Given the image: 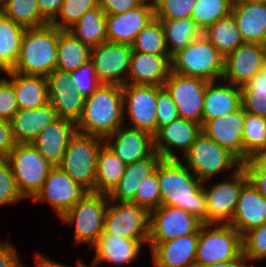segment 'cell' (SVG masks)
I'll return each mask as SVG.
<instances>
[{
  "label": "cell",
  "mask_w": 266,
  "mask_h": 267,
  "mask_svg": "<svg viewBox=\"0 0 266 267\" xmlns=\"http://www.w3.org/2000/svg\"><path fill=\"white\" fill-rule=\"evenodd\" d=\"M91 49L90 45L82 43L67 30L59 29L56 69L67 72L77 70L81 65L90 62Z\"/></svg>",
  "instance_id": "cell-34"
},
{
  "label": "cell",
  "mask_w": 266,
  "mask_h": 267,
  "mask_svg": "<svg viewBox=\"0 0 266 267\" xmlns=\"http://www.w3.org/2000/svg\"><path fill=\"white\" fill-rule=\"evenodd\" d=\"M160 205L182 208L207 223L204 183L180 159H162L158 164Z\"/></svg>",
  "instance_id": "cell-1"
},
{
  "label": "cell",
  "mask_w": 266,
  "mask_h": 267,
  "mask_svg": "<svg viewBox=\"0 0 266 267\" xmlns=\"http://www.w3.org/2000/svg\"><path fill=\"white\" fill-rule=\"evenodd\" d=\"M107 194L87 192L60 218L75 223V244L88 243L90 248L104 231L105 215L109 205Z\"/></svg>",
  "instance_id": "cell-7"
},
{
  "label": "cell",
  "mask_w": 266,
  "mask_h": 267,
  "mask_svg": "<svg viewBox=\"0 0 266 267\" xmlns=\"http://www.w3.org/2000/svg\"><path fill=\"white\" fill-rule=\"evenodd\" d=\"M105 140L79 132L70 139L59 167L87 192H95L97 156Z\"/></svg>",
  "instance_id": "cell-6"
},
{
  "label": "cell",
  "mask_w": 266,
  "mask_h": 267,
  "mask_svg": "<svg viewBox=\"0 0 266 267\" xmlns=\"http://www.w3.org/2000/svg\"><path fill=\"white\" fill-rule=\"evenodd\" d=\"M49 103L58 117L77 123L85 104V97L72 86L71 72L55 69L47 77Z\"/></svg>",
  "instance_id": "cell-18"
},
{
  "label": "cell",
  "mask_w": 266,
  "mask_h": 267,
  "mask_svg": "<svg viewBox=\"0 0 266 267\" xmlns=\"http://www.w3.org/2000/svg\"><path fill=\"white\" fill-rule=\"evenodd\" d=\"M144 243L146 244L148 241L130 240L103 232L91 247V250H95V259L91 266H97L103 261L116 266L130 264L138 258Z\"/></svg>",
  "instance_id": "cell-28"
},
{
  "label": "cell",
  "mask_w": 266,
  "mask_h": 267,
  "mask_svg": "<svg viewBox=\"0 0 266 267\" xmlns=\"http://www.w3.org/2000/svg\"><path fill=\"white\" fill-rule=\"evenodd\" d=\"M157 131L173 122L179 116L178 109L172 100L170 93L164 86H157Z\"/></svg>",
  "instance_id": "cell-50"
},
{
  "label": "cell",
  "mask_w": 266,
  "mask_h": 267,
  "mask_svg": "<svg viewBox=\"0 0 266 267\" xmlns=\"http://www.w3.org/2000/svg\"><path fill=\"white\" fill-rule=\"evenodd\" d=\"M145 0H98V6L106 15L120 14L141 5Z\"/></svg>",
  "instance_id": "cell-52"
},
{
  "label": "cell",
  "mask_w": 266,
  "mask_h": 267,
  "mask_svg": "<svg viewBox=\"0 0 266 267\" xmlns=\"http://www.w3.org/2000/svg\"><path fill=\"white\" fill-rule=\"evenodd\" d=\"M149 223L150 212L146 208L134 202L114 203L109 200L103 232L125 239L148 241Z\"/></svg>",
  "instance_id": "cell-10"
},
{
  "label": "cell",
  "mask_w": 266,
  "mask_h": 267,
  "mask_svg": "<svg viewBox=\"0 0 266 267\" xmlns=\"http://www.w3.org/2000/svg\"><path fill=\"white\" fill-rule=\"evenodd\" d=\"M6 159L24 198L35 196L54 167L31 143H17Z\"/></svg>",
  "instance_id": "cell-8"
},
{
  "label": "cell",
  "mask_w": 266,
  "mask_h": 267,
  "mask_svg": "<svg viewBox=\"0 0 266 267\" xmlns=\"http://www.w3.org/2000/svg\"><path fill=\"white\" fill-rule=\"evenodd\" d=\"M131 54V46L126 44L105 41L93 46L90 61L98 81L108 85L127 84Z\"/></svg>",
  "instance_id": "cell-13"
},
{
  "label": "cell",
  "mask_w": 266,
  "mask_h": 267,
  "mask_svg": "<svg viewBox=\"0 0 266 267\" xmlns=\"http://www.w3.org/2000/svg\"><path fill=\"white\" fill-rule=\"evenodd\" d=\"M67 31L91 47L100 45L107 41L106 14L98 6L85 12Z\"/></svg>",
  "instance_id": "cell-37"
},
{
  "label": "cell",
  "mask_w": 266,
  "mask_h": 267,
  "mask_svg": "<svg viewBox=\"0 0 266 267\" xmlns=\"http://www.w3.org/2000/svg\"><path fill=\"white\" fill-rule=\"evenodd\" d=\"M77 264H78L77 267H89L84 262H81V260H79Z\"/></svg>",
  "instance_id": "cell-60"
},
{
  "label": "cell",
  "mask_w": 266,
  "mask_h": 267,
  "mask_svg": "<svg viewBox=\"0 0 266 267\" xmlns=\"http://www.w3.org/2000/svg\"><path fill=\"white\" fill-rule=\"evenodd\" d=\"M262 71H263V72H266V62H265V64H264V66L262 67Z\"/></svg>",
  "instance_id": "cell-62"
},
{
  "label": "cell",
  "mask_w": 266,
  "mask_h": 267,
  "mask_svg": "<svg viewBox=\"0 0 266 267\" xmlns=\"http://www.w3.org/2000/svg\"><path fill=\"white\" fill-rule=\"evenodd\" d=\"M233 169L230 181L217 182L207 188L204 186L207 223L228 224L235 213L241 188L248 181V176L243 167Z\"/></svg>",
  "instance_id": "cell-12"
},
{
  "label": "cell",
  "mask_w": 266,
  "mask_h": 267,
  "mask_svg": "<svg viewBox=\"0 0 266 267\" xmlns=\"http://www.w3.org/2000/svg\"><path fill=\"white\" fill-rule=\"evenodd\" d=\"M124 111L131 120V128L157 133V85L124 84Z\"/></svg>",
  "instance_id": "cell-15"
},
{
  "label": "cell",
  "mask_w": 266,
  "mask_h": 267,
  "mask_svg": "<svg viewBox=\"0 0 266 267\" xmlns=\"http://www.w3.org/2000/svg\"><path fill=\"white\" fill-rule=\"evenodd\" d=\"M203 224L182 208L160 205L150 211L148 242H166L177 237L199 234Z\"/></svg>",
  "instance_id": "cell-11"
},
{
  "label": "cell",
  "mask_w": 266,
  "mask_h": 267,
  "mask_svg": "<svg viewBox=\"0 0 266 267\" xmlns=\"http://www.w3.org/2000/svg\"><path fill=\"white\" fill-rule=\"evenodd\" d=\"M76 132L75 122L59 117L43 129L31 144L52 166H59Z\"/></svg>",
  "instance_id": "cell-23"
},
{
  "label": "cell",
  "mask_w": 266,
  "mask_h": 267,
  "mask_svg": "<svg viewBox=\"0 0 266 267\" xmlns=\"http://www.w3.org/2000/svg\"><path fill=\"white\" fill-rule=\"evenodd\" d=\"M16 144L10 121L0 119V159H6Z\"/></svg>",
  "instance_id": "cell-53"
},
{
  "label": "cell",
  "mask_w": 266,
  "mask_h": 267,
  "mask_svg": "<svg viewBox=\"0 0 266 267\" xmlns=\"http://www.w3.org/2000/svg\"><path fill=\"white\" fill-rule=\"evenodd\" d=\"M246 111L241 107L235 112L206 121L202 132L227 149L242 164L244 163V147L242 132L245 124Z\"/></svg>",
  "instance_id": "cell-19"
},
{
  "label": "cell",
  "mask_w": 266,
  "mask_h": 267,
  "mask_svg": "<svg viewBox=\"0 0 266 267\" xmlns=\"http://www.w3.org/2000/svg\"><path fill=\"white\" fill-rule=\"evenodd\" d=\"M154 17V4L141 5L120 14L106 15L107 41L130 45Z\"/></svg>",
  "instance_id": "cell-20"
},
{
  "label": "cell",
  "mask_w": 266,
  "mask_h": 267,
  "mask_svg": "<svg viewBox=\"0 0 266 267\" xmlns=\"http://www.w3.org/2000/svg\"><path fill=\"white\" fill-rule=\"evenodd\" d=\"M202 132V125L178 117L168 125L161 127L154 135V148L162 159H179L174 148L186 153Z\"/></svg>",
  "instance_id": "cell-22"
},
{
  "label": "cell",
  "mask_w": 266,
  "mask_h": 267,
  "mask_svg": "<svg viewBox=\"0 0 266 267\" xmlns=\"http://www.w3.org/2000/svg\"><path fill=\"white\" fill-rule=\"evenodd\" d=\"M206 83L201 78L170 72L163 86L170 93L178 109L179 116L202 125V108Z\"/></svg>",
  "instance_id": "cell-14"
},
{
  "label": "cell",
  "mask_w": 266,
  "mask_h": 267,
  "mask_svg": "<svg viewBox=\"0 0 266 267\" xmlns=\"http://www.w3.org/2000/svg\"><path fill=\"white\" fill-rule=\"evenodd\" d=\"M35 259H36L35 263L37 267H67L54 260L47 259L46 257L41 256V254H38V253L35 255Z\"/></svg>",
  "instance_id": "cell-58"
},
{
  "label": "cell",
  "mask_w": 266,
  "mask_h": 267,
  "mask_svg": "<svg viewBox=\"0 0 266 267\" xmlns=\"http://www.w3.org/2000/svg\"><path fill=\"white\" fill-rule=\"evenodd\" d=\"M58 118L57 111L49 102L35 109H19L10 120L16 143H31L43 129Z\"/></svg>",
  "instance_id": "cell-30"
},
{
  "label": "cell",
  "mask_w": 266,
  "mask_h": 267,
  "mask_svg": "<svg viewBox=\"0 0 266 267\" xmlns=\"http://www.w3.org/2000/svg\"><path fill=\"white\" fill-rule=\"evenodd\" d=\"M160 21L164 29L166 47L171 56L202 35L201 29L191 17Z\"/></svg>",
  "instance_id": "cell-38"
},
{
  "label": "cell",
  "mask_w": 266,
  "mask_h": 267,
  "mask_svg": "<svg viewBox=\"0 0 266 267\" xmlns=\"http://www.w3.org/2000/svg\"><path fill=\"white\" fill-rule=\"evenodd\" d=\"M0 12L25 28L48 24L41 16L36 0H2Z\"/></svg>",
  "instance_id": "cell-39"
},
{
  "label": "cell",
  "mask_w": 266,
  "mask_h": 267,
  "mask_svg": "<svg viewBox=\"0 0 266 267\" xmlns=\"http://www.w3.org/2000/svg\"><path fill=\"white\" fill-rule=\"evenodd\" d=\"M97 7L98 0H64L58 15L51 24L60 30H68L85 12Z\"/></svg>",
  "instance_id": "cell-44"
},
{
  "label": "cell",
  "mask_w": 266,
  "mask_h": 267,
  "mask_svg": "<svg viewBox=\"0 0 266 267\" xmlns=\"http://www.w3.org/2000/svg\"><path fill=\"white\" fill-rule=\"evenodd\" d=\"M197 0H156L154 17L158 20H174L188 18Z\"/></svg>",
  "instance_id": "cell-46"
},
{
  "label": "cell",
  "mask_w": 266,
  "mask_h": 267,
  "mask_svg": "<svg viewBox=\"0 0 266 267\" xmlns=\"http://www.w3.org/2000/svg\"><path fill=\"white\" fill-rule=\"evenodd\" d=\"M245 1H252V2H258V3H266V0H245Z\"/></svg>",
  "instance_id": "cell-61"
},
{
  "label": "cell",
  "mask_w": 266,
  "mask_h": 267,
  "mask_svg": "<svg viewBox=\"0 0 266 267\" xmlns=\"http://www.w3.org/2000/svg\"><path fill=\"white\" fill-rule=\"evenodd\" d=\"M171 57L132 51L127 83L163 86L171 72Z\"/></svg>",
  "instance_id": "cell-27"
},
{
  "label": "cell",
  "mask_w": 266,
  "mask_h": 267,
  "mask_svg": "<svg viewBox=\"0 0 266 267\" xmlns=\"http://www.w3.org/2000/svg\"><path fill=\"white\" fill-rule=\"evenodd\" d=\"M244 162L255 152L266 148V118L246 112L242 132Z\"/></svg>",
  "instance_id": "cell-42"
},
{
  "label": "cell",
  "mask_w": 266,
  "mask_h": 267,
  "mask_svg": "<svg viewBox=\"0 0 266 267\" xmlns=\"http://www.w3.org/2000/svg\"><path fill=\"white\" fill-rule=\"evenodd\" d=\"M231 13L244 43L266 46V3L233 0Z\"/></svg>",
  "instance_id": "cell-26"
},
{
  "label": "cell",
  "mask_w": 266,
  "mask_h": 267,
  "mask_svg": "<svg viewBox=\"0 0 266 267\" xmlns=\"http://www.w3.org/2000/svg\"><path fill=\"white\" fill-rule=\"evenodd\" d=\"M71 82L75 90L85 98L89 97L101 85L91 61L71 72Z\"/></svg>",
  "instance_id": "cell-49"
},
{
  "label": "cell",
  "mask_w": 266,
  "mask_h": 267,
  "mask_svg": "<svg viewBox=\"0 0 266 267\" xmlns=\"http://www.w3.org/2000/svg\"><path fill=\"white\" fill-rule=\"evenodd\" d=\"M131 202L146 208L149 212L160 206L158 166L152 174L142 179Z\"/></svg>",
  "instance_id": "cell-45"
},
{
  "label": "cell",
  "mask_w": 266,
  "mask_h": 267,
  "mask_svg": "<svg viewBox=\"0 0 266 267\" xmlns=\"http://www.w3.org/2000/svg\"><path fill=\"white\" fill-rule=\"evenodd\" d=\"M240 89L242 108L247 113L266 118V72L259 71Z\"/></svg>",
  "instance_id": "cell-41"
},
{
  "label": "cell",
  "mask_w": 266,
  "mask_h": 267,
  "mask_svg": "<svg viewBox=\"0 0 266 267\" xmlns=\"http://www.w3.org/2000/svg\"><path fill=\"white\" fill-rule=\"evenodd\" d=\"M86 193L87 191L73 181L59 166H55L50 170L44 184L32 200L48 202L61 217Z\"/></svg>",
  "instance_id": "cell-16"
},
{
  "label": "cell",
  "mask_w": 266,
  "mask_h": 267,
  "mask_svg": "<svg viewBox=\"0 0 266 267\" xmlns=\"http://www.w3.org/2000/svg\"><path fill=\"white\" fill-rule=\"evenodd\" d=\"M24 199L19 192L11 166L7 159H0V206Z\"/></svg>",
  "instance_id": "cell-48"
},
{
  "label": "cell",
  "mask_w": 266,
  "mask_h": 267,
  "mask_svg": "<svg viewBox=\"0 0 266 267\" xmlns=\"http://www.w3.org/2000/svg\"><path fill=\"white\" fill-rule=\"evenodd\" d=\"M4 243H5V242H3V241L1 242V241H0V246H2Z\"/></svg>",
  "instance_id": "cell-63"
},
{
  "label": "cell",
  "mask_w": 266,
  "mask_h": 267,
  "mask_svg": "<svg viewBox=\"0 0 266 267\" xmlns=\"http://www.w3.org/2000/svg\"><path fill=\"white\" fill-rule=\"evenodd\" d=\"M248 265L249 264H247L246 260H235V261L214 263L201 267H250Z\"/></svg>",
  "instance_id": "cell-59"
},
{
  "label": "cell",
  "mask_w": 266,
  "mask_h": 267,
  "mask_svg": "<svg viewBox=\"0 0 266 267\" xmlns=\"http://www.w3.org/2000/svg\"><path fill=\"white\" fill-rule=\"evenodd\" d=\"M18 255L13 245L9 241H5L0 246V267H24Z\"/></svg>",
  "instance_id": "cell-55"
},
{
  "label": "cell",
  "mask_w": 266,
  "mask_h": 267,
  "mask_svg": "<svg viewBox=\"0 0 266 267\" xmlns=\"http://www.w3.org/2000/svg\"><path fill=\"white\" fill-rule=\"evenodd\" d=\"M202 35L225 57L239 45L244 44L241 33L230 13L208 26Z\"/></svg>",
  "instance_id": "cell-36"
},
{
  "label": "cell",
  "mask_w": 266,
  "mask_h": 267,
  "mask_svg": "<svg viewBox=\"0 0 266 267\" xmlns=\"http://www.w3.org/2000/svg\"><path fill=\"white\" fill-rule=\"evenodd\" d=\"M182 157L187 161L186 167L202 182H206L220 171L242 167V163L233 154L203 132Z\"/></svg>",
  "instance_id": "cell-9"
},
{
  "label": "cell",
  "mask_w": 266,
  "mask_h": 267,
  "mask_svg": "<svg viewBox=\"0 0 266 267\" xmlns=\"http://www.w3.org/2000/svg\"><path fill=\"white\" fill-rule=\"evenodd\" d=\"M233 0H197L191 18L203 32L217 20L228 16Z\"/></svg>",
  "instance_id": "cell-43"
},
{
  "label": "cell",
  "mask_w": 266,
  "mask_h": 267,
  "mask_svg": "<svg viewBox=\"0 0 266 267\" xmlns=\"http://www.w3.org/2000/svg\"><path fill=\"white\" fill-rule=\"evenodd\" d=\"M266 62V46L244 43L225 56L223 81L242 87L262 70Z\"/></svg>",
  "instance_id": "cell-17"
},
{
  "label": "cell",
  "mask_w": 266,
  "mask_h": 267,
  "mask_svg": "<svg viewBox=\"0 0 266 267\" xmlns=\"http://www.w3.org/2000/svg\"><path fill=\"white\" fill-rule=\"evenodd\" d=\"M224 61L225 57L201 35L172 55L171 72L206 82L222 80Z\"/></svg>",
  "instance_id": "cell-4"
},
{
  "label": "cell",
  "mask_w": 266,
  "mask_h": 267,
  "mask_svg": "<svg viewBox=\"0 0 266 267\" xmlns=\"http://www.w3.org/2000/svg\"><path fill=\"white\" fill-rule=\"evenodd\" d=\"M131 48L135 52L171 56L166 47L162 22L156 18H153L135 37Z\"/></svg>",
  "instance_id": "cell-40"
},
{
  "label": "cell",
  "mask_w": 266,
  "mask_h": 267,
  "mask_svg": "<svg viewBox=\"0 0 266 267\" xmlns=\"http://www.w3.org/2000/svg\"><path fill=\"white\" fill-rule=\"evenodd\" d=\"M248 180L266 198V173H247Z\"/></svg>",
  "instance_id": "cell-57"
},
{
  "label": "cell",
  "mask_w": 266,
  "mask_h": 267,
  "mask_svg": "<svg viewBox=\"0 0 266 267\" xmlns=\"http://www.w3.org/2000/svg\"><path fill=\"white\" fill-rule=\"evenodd\" d=\"M41 16L51 23L58 15L64 0H36Z\"/></svg>",
  "instance_id": "cell-56"
},
{
  "label": "cell",
  "mask_w": 266,
  "mask_h": 267,
  "mask_svg": "<svg viewBox=\"0 0 266 267\" xmlns=\"http://www.w3.org/2000/svg\"><path fill=\"white\" fill-rule=\"evenodd\" d=\"M243 257L247 261L266 258V222L242 236Z\"/></svg>",
  "instance_id": "cell-47"
},
{
  "label": "cell",
  "mask_w": 266,
  "mask_h": 267,
  "mask_svg": "<svg viewBox=\"0 0 266 267\" xmlns=\"http://www.w3.org/2000/svg\"><path fill=\"white\" fill-rule=\"evenodd\" d=\"M235 260H245L242 235L230 224H203L198 234L195 267Z\"/></svg>",
  "instance_id": "cell-5"
},
{
  "label": "cell",
  "mask_w": 266,
  "mask_h": 267,
  "mask_svg": "<svg viewBox=\"0 0 266 267\" xmlns=\"http://www.w3.org/2000/svg\"><path fill=\"white\" fill-rule=\"evenodd\" d=\"M125 166L126 164L104 144L97 156L95 192L109 195L122 178Z\"/></svg>",
  "instance_id": "cell-33"
},
{
  "label": "cell",
  "mask_w": 266,
  "mask_h": 267,
  "mask_svg": "<svg viewBox=\"0 0 266 267\" xmlns=\"http://www.w3.org/2000/svg\"><path fill=\"white\" fill-rule=\"evenodd\" d=\"M59 28L51 23L26 28L12 72L47 77L56 69Z\"/></svg>",
  "instance_id": "cell-3"
},
{
  "label": "cell",
  "mask_w": 266,
  "mask_h": 267,
  "mask_svg": "<svg viewBox=\"0 0 266 267\" xmlns=\"http://www.w3.org/2000/svg\"><path fill=\"white\" fill-rule=\"evenodd\" d=\"M162 157L155 151L149 157L136 161L125 166V172L118 185L108 195L110 201L114 202H131L136 194L142 179L152 174Z\"/></svg>",
  "instance_id": "cell-31"
},
{
  "label": "cell",
  "mask_w": 266,
  "mask_h": 267,
  "mask_svg": "<svg viewBox=\"0 0 266 267\" xmlns=\"http://www.w3.org/2000/svg\"><path fill=\"white\" fill-rule=\"evenodd\" d=\"M242 167L246 173H266V148L255 152Z\"/></svg>",
  "instance_id": "cell-54"
},
{
  "label": "cell",
  "mask_w": 266,
  "mask_h": 267,
  "mask_svg": "<svg viewBox=\"0 0 266 267\" xmlns=\"http://www.w3.org/2000/svg\"><path fill=\"white\" fill-rule=\"evenodd\" d=\"M215 82L206 83L202 125L208 120L222 117L242 107L240 87L226 81L224 84H215Z\"/></svg>",
  "instance_id": "cell-29"
},
{
  "label": "cell",
  "mask_w": 266,
  "mask_h": 267,
  "mask_svg": "<svg viewBox=\"0 0 266 267\" xmlns=\"http://www.w3.org/2000/svg\"><path fill=\"white\" fill-rule=\"evenodd\" d=\"M19 110L13 85L6 78H0V119L10 121Z\"/></svg>",
  "instance_id": "cell-51"
},
{
  "label": "cell",
  "mask_w": 266,
  "mask_h": 267,
  "mask_svg": "<svg viewBox=\"0 0 266 267\" xmlns=\"http://www.w3.org/2000/svg\"><path fill=\"white\" fill-rule=\"evenodd\" d=\"M26 28L0 12V71L12 72L18 59L22 36Z\"/></svg>",
  "instance_id": "cell-35"
},
{
  "label": "cell",
  "mask_w": 266,
  "mask_h": 267,
  "mask_svg": "<svg viewBox=\"0 0 266 267\" xmlns=\"http://www.w3.org/2000/svg\"><path fill=\"white\" fill-rule=\"evenodd\" d=\"M266 222V198L248 180L241 188L235 213L228 223L242 236Z\"/></svg>",
  "instance_id": "cell-25"
},
{
  "label": "cell",
  "mask_w": 266,
  "mask_h": 267,
  "mask_svg": "<svg viewBox=\"0 0 266 267\" xmlns=\"http://www.w3.org/2000/svg\"><path fill=\"white\" fill-rule=\"evenodd\" d=\"M121 85L101 84L85 98L82 115L76 123L77 132L106 139L124 122Z\"/></svg>",
  "instance_id": "cell-2"
},
{
  "label": "cell",
  "mask_w": 266,
  "mask_h": 267,
  "mask_svg": "<svg viewBox=\"0 0 266 267\" xmlns=\"http://www.w3.org/2000/svg\"><path fill=\"white\" fill-rule=\"evenodd\" d=\"M150 244L154 267H195L198 234Z\"/></svg>",
  "instance_id": "cell-24"
},
{
  "label": "cell",
  "mask_w": 266,
  "mask_h": 267,
  "mask_svg": "<svg viewBox=\"0 0 266 267\" xmlns=\"http://www.w3.org/2000/svg\"><path fill=\"white\" fill-rule=\"evenodd\" d=\"M120 126L105 139V144L124 164L143 160L155 152L154 136L147 131Z\"/></svg>",
  "instance_id": "cell-21"
},
{
  "label": "cell",
  "mask_w": 266,
  "mask_h": 267,
  "mask_svg": "<svg viewBox=\"0 0 266 267\" xmlns=\"http://www.w3.org/2000/svg\"><path fill=\"white\" fill-rule=\"evenodd\" d=\"M8 80L14 88L19 109H35L49 102L48 84L44 76L8 73Z\"/></svg>",
  "instance_id": "cell-32"
}]
</instances>
